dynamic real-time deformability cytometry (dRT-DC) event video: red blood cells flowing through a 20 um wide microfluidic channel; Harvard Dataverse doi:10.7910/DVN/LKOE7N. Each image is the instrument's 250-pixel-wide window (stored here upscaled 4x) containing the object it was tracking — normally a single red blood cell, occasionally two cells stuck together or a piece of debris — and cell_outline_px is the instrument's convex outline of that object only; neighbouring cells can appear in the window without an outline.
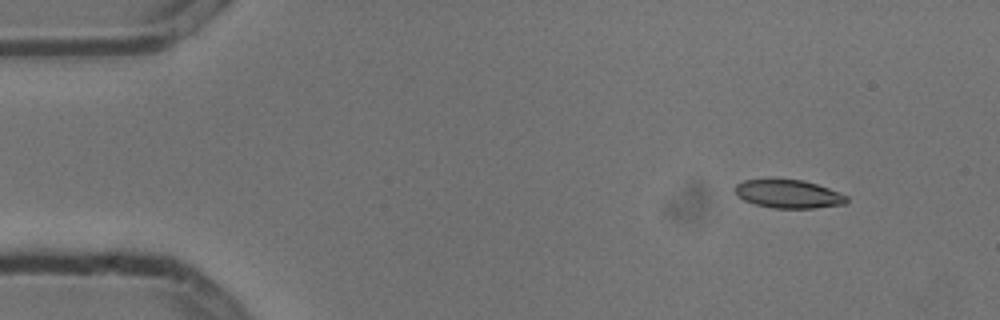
{"species": "common noctule bat (a hibernating species)", "species_latin": "Nyctalus noctula", "temperature_condition": "cold", "stored_images_in_passage": 4, "camera_frame_rate_fps": 3000, "um_per_image_px": 0.085, "animal": {"sex": "male", "body_mass_g": 13.3}, "frame": {"image": 1, "passage_image": 1, "time_ms": 0.0, "image_size_px": [1000, 320], "cell_outline_px": [[848, 204], [816, 208], [772, 208], [756, 204], [744, 200], [736, 196], [732, 188], [736, 184], [744, 180], [804, 180], [840, 192], [848, 196]], "centroid_in_image_um": [67.03, 16.5], "position_along_channel_um": 18.0, "area_um2": 18.55}}
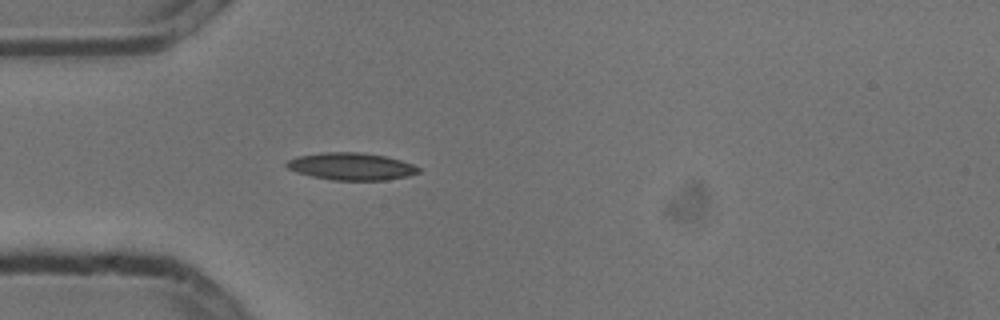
{"frame": {"image": 2, "passage_image": 4, "time_ms": 1.0, "image_size_px": [1000, 320], "cell_outline_px": [[420, 172], [408, 176], [388, 180], [332, 180], [312, 176], [296, 172], [288, 168], [284, 164], [288, 160], [296, 156], [320, 152], [360, 152], [384, 156], [400, 160], [412, 164], [420, 168]], "centroid_in_image_um": [29.84, 14.14], "position_along_channel_um": 55.2, "area_um2": 21.04}}